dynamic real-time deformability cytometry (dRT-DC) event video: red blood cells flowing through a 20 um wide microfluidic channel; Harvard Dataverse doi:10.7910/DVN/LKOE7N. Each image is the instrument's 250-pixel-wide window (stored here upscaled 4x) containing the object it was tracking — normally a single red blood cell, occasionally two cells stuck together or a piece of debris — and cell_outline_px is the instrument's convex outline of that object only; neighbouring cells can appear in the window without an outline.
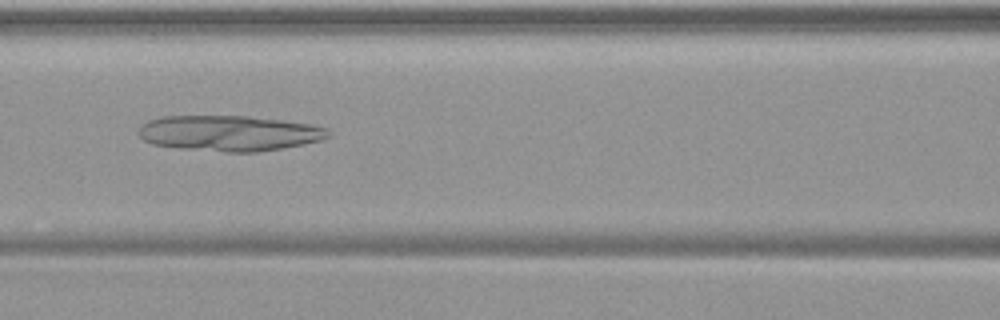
{"species": "common noctule bat (a hibernating species)", "species_latin": "Nyctalus noctula", "temperature_condition": "warm", "stored_images_in_passage": 54, "camera_frame_rate_fps": 3000, "um_per_image_px": 0.085, "animal": {"sex": "female", "body_mass_g": 19.9}, "frame": {"image": 1, "passage_image": 24, "time_ms": 7.667, "image_size_px": [1000, 320], "cell_outline_px": [[332, 136], [320, 140], [304, 144], [284, 148], [256, 152], [228, 152], [180, 148], [152, 144], [144, 140], [136, 132], [140, 124], [148, 120], [160, 116], [248, 116], [312, 124], [328, 128], [332, 132]], "centroid_in_image_um": [19.48, 11.32], "position_along_channel_um": 147.1, "area_um2": 39.65}}
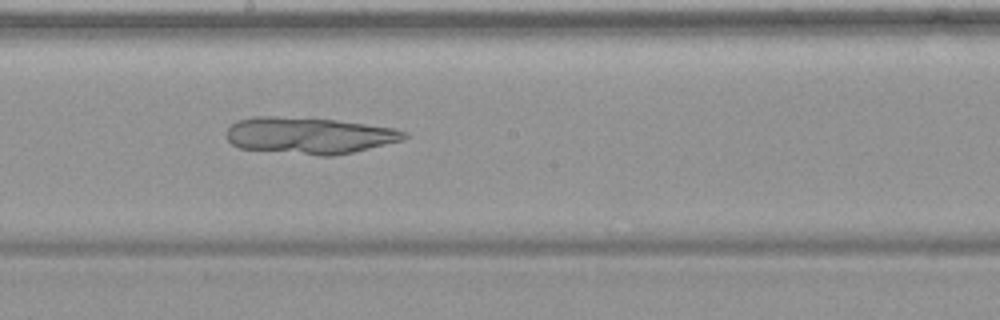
{"frame": {"image": 2, "passage_image": 30, "time_ms": 9.667, "image_size_px": [1000, 320], "cell_outline_px": [[408, 136], [404, 140], [352, 152], [332, 156], [320, 156], [240, 148], [232, 144], [228, 140], [228, 128], [236, 120], [252, 116], [276, 116], [336, 120], [396, 128], [408, 132]], "centroid_in_image_um": [26.31, 11.51], "position_along_channel_um": 221.9, "area_um2": 37.92}}
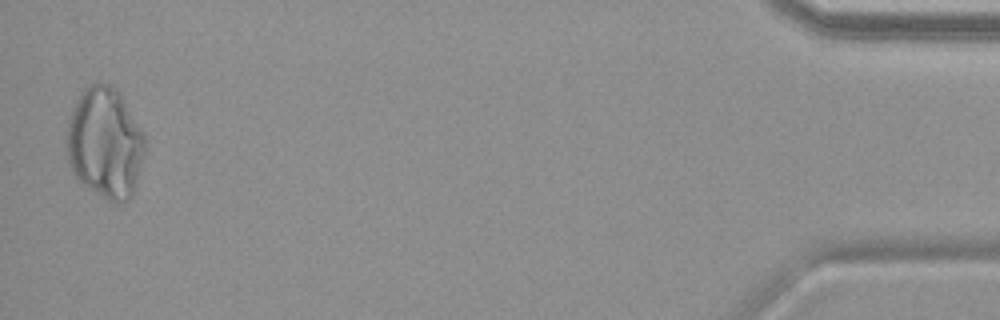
{"frame": {"image": 3, "passage_image": 53, "time_ms": 17.333, "image_size_px": [1000, 320], "cell_outline_px": [[144, 160], [132, 196], [128, 200], [120, 204], [116, 204], [108, 200], [84, 184], [72, 172], [64, 148], [64, 144], [68, 124], [76, 100], [84, 88], [92, 84], [108, 84], [116, 88], [120, 92], [144, 132]], "centroid_in_image_um": [8.94, 12.16], "position_along_channel_um": 426.3, "area_um2": 50.92}}